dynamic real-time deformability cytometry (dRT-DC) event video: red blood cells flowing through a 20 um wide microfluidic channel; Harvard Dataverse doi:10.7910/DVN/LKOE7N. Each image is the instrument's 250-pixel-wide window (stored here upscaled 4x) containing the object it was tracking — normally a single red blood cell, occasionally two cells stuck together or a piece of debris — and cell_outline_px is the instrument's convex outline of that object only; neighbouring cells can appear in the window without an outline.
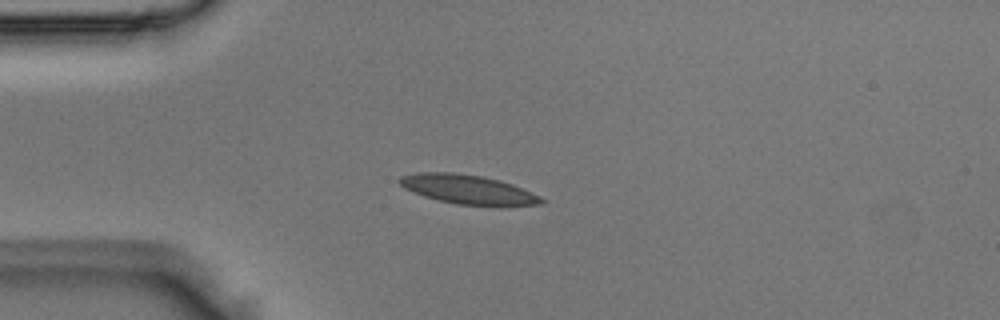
{"species": "Egyptian fruit bat (a non-hibernating species)", "species_latin": "Rousettus aegyptiacus", "temperature_condition": "room temperature", "stored_images_in_passage": 14, "camera_frame_rate_fps": 3000, "um_per_image_px": 0.085, "animal": {"sex": "male"}, "frame": {"image": 1, "passage_image": 2, "time_ms": 0.333, "image_size_px": [1000, 320], "cell_outline_px": [[548, 200], [544, 204], [500, 208], [496, 208], [456, 204], [424, 196], [412, 192], [404, 188], [396, 180], [400, 176], [416, 172], [452, 172], [484, 176], [500, 180], [512, 184], [532, 192]], "centroid_in_image_um": [39.87, 16.14], "position_along_channel_um": 45.1, "area_um2": 25.14}}
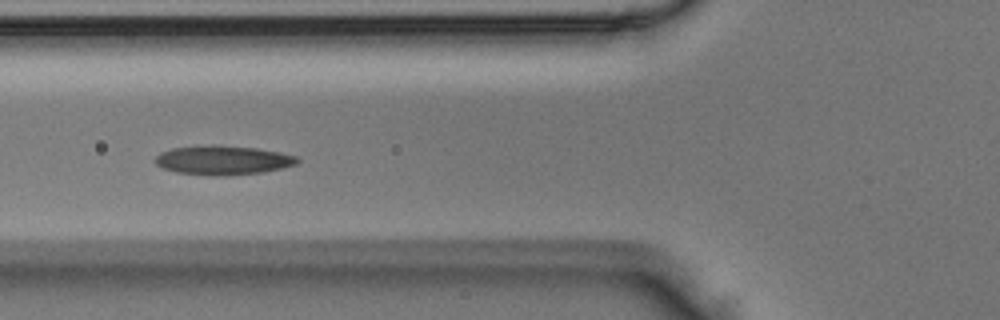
{"frame": {"image": 2, "passage_image": 8, "time_ms": 2.333, "image_size_px": [1000, 320], "cell_outline_px": [[300, 160], [296, 164], [264, 172], [224, 176], [208, 176], [176, 172], [164, 168], [156, 164], [156, 156], [160, 152], [172, 148], [196, 144], [216, 144], [256, 148], [280, 152], [296, 156]], "centroid_in_image_um": [18.92, 13.6], "position_along_channel_um": 106.9, "area_um2": 24.57}}
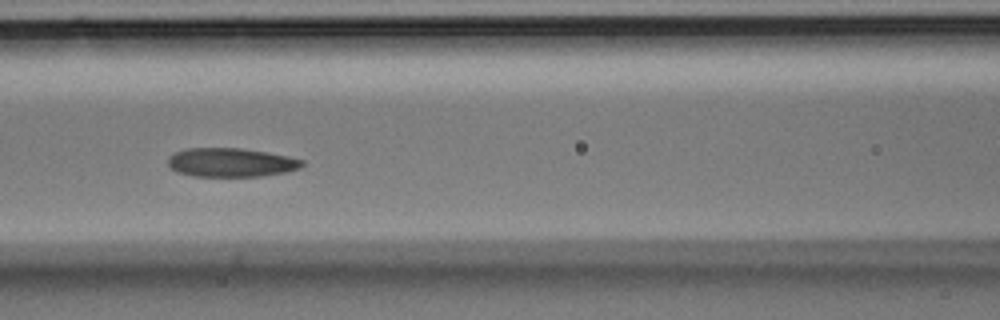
{"frame": {"image": 3, "passage_image": 11, "time_ms": 3.333, "image_size_px": [1000, 320], "cell_outline_px": [[304, 164], [300, 168], [284, 172], [260, 176], [192, 176], [176, 172], [168, 164], [168, 156], [184, 148], [240, 148], [268, 152], [288, 156], [304, 160]], "centroid_in_image_um": [19.62, 13.8], "position_along_channel_um": 147.0, "area_um2": 22.6}}